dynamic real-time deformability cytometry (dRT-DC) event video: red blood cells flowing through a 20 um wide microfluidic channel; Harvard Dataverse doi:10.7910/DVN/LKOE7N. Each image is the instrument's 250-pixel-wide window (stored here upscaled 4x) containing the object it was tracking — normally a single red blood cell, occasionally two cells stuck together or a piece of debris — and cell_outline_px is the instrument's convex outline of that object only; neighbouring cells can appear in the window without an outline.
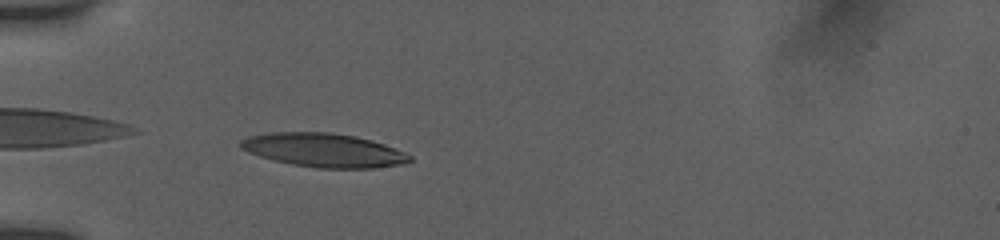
{"species": "human", "species_latin": "Homo sapiens", "temperature_condition": "room temperature", "stored_images_in_passage": 45, "camera_frame_rate_fps": 3000, "um_per_image_px": 0.085, "donor": {"sex": "female"}, "frame": {"image": 1, "passage_image": 2, "time_ms": 0.333, "image_size_px": [1000, 240], "cell_outline_px": [[412, 160], [404, 164], [376, 168], [316, 168], [292, 164], [272, 160], [248, 152], [240, 148], [240, 140], [248, 136], [272, 132], [332, 132], [356, 136], [372, 140], [384, 144], [404, 152], [412, 156]], "centroid_in_image_um": [27.52, 12.76], "position_along_channel_um": 57.5, "area_um2": 33.47}}
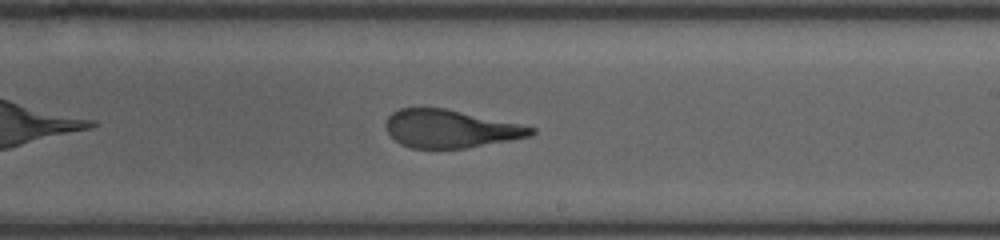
{"frame": {"image": 2, "passage_image": 21, "time_ms": 5.667, "image_size_px": [1000, 240], "cell_outline_px": [[536, 132], [532, 136], [464, 148], [412, 148], [400, 144], [384, 128], [384, 124], [388, 116], [392, 112], [400, 108], [444, 108], [520, 124], [536, 128]], "centroid_in_image_um": [38.25, 10.94], "position_along_channel_um": 250.7, "area_um2": 31.91}}
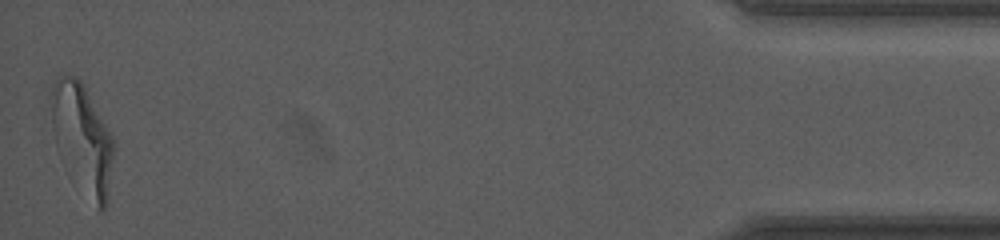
{"frame": {"image": 3, "passage_image": 45, "time_ms": 12.333, "image_size_px": [1000, 240], "cell_outline_px": [[116, 144], [108, 192], [104, 208], [100, 212], [56, 144], [52, 124], [48, 96], [52, 84], [60, 76], [76, 76], [80, 80], [112, 136]], "centroid_in_image_um": [7.0, 11.62], "position_along_channel_um": 428.2, "area_um2": 37.92}, "authors_computed_cell_mechanics": {"area_um2": 33.9286, "velocity_mm_per_s": 3.856, "shape_relaxation_time_tau1_ms": 6.8301, "shape_relaxation_time_tau2_ms": 1.4323, "deformation_change_tau1": 0.2668, "deformation_change_tau2": 0.0876}}